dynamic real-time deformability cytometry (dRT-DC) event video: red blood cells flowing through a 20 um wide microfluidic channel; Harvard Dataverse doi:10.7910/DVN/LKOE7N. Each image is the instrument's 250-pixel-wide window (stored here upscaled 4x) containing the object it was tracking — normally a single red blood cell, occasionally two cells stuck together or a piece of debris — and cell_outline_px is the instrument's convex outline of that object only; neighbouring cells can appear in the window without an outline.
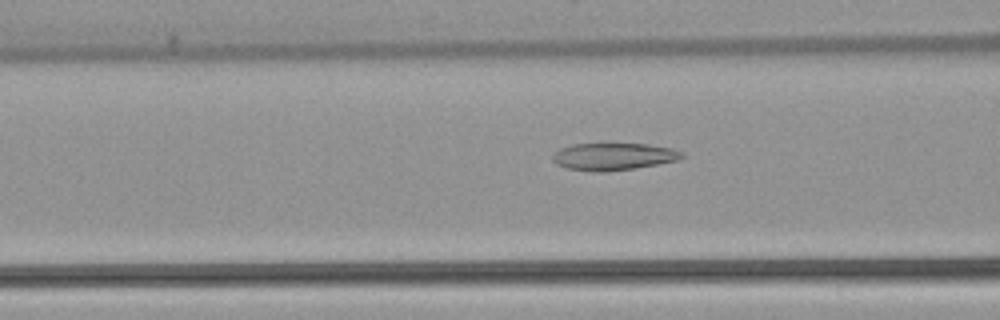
{"species": "common noctule bat (a hibernating species)", "species_latin": "Nyctalus noctula", "temperature_condition": "warm", "stored_images_in_passage": 53, "camera_frame_rate_fps": 3000, "um_per_image_px": 0.085, "animal": {"sex": "female", "body_mass_g": 22.7, "forearm_length_mm": 54.2}, "frame": {"image": 1, "passage_image": 21, "time_ms": 6.667, "image_size_px": [1000, 320], "cell_outline_px": [[684, 156], [676, 160], [636, 168], [608, 172], [592, 172], [568, 168], [556, 164], [552, 160], [552, 156], [560, 148], [572, 144], [648, 144], [672, 148], [684, 152]], "centroid_in_image_um": [52.13, 13.31], "position_along_channel_um": 114.5, "area_um2": 20.52}}
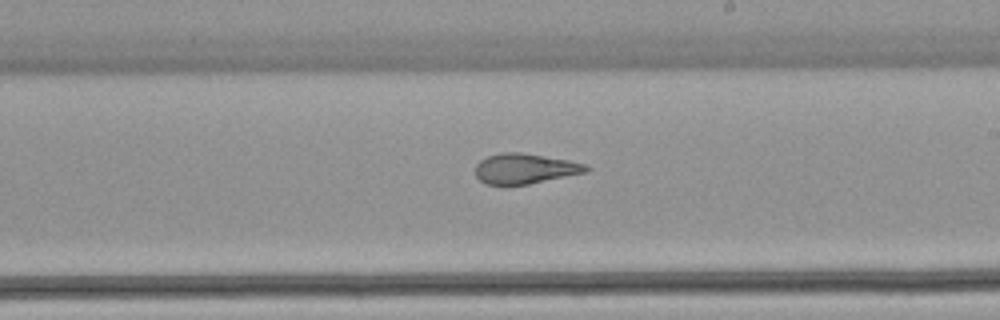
{"frame": {"image": 2, "passage_image": 31, "time_ms": 10.0, "image_size_px": [1000, 320], "cell_outline_px": [[592, 168], [588, 172], [528, 184], [504, 188], [484, 184], [476, 176], [476, 164], [480, 160], [488, 156], [500, 152], [520, 152], [568, 160], [584, 164]], "centroid_in_image_um": [44.57, 14.37], "position_along_channel_um": 244.4, "area_um2": 20.06}}
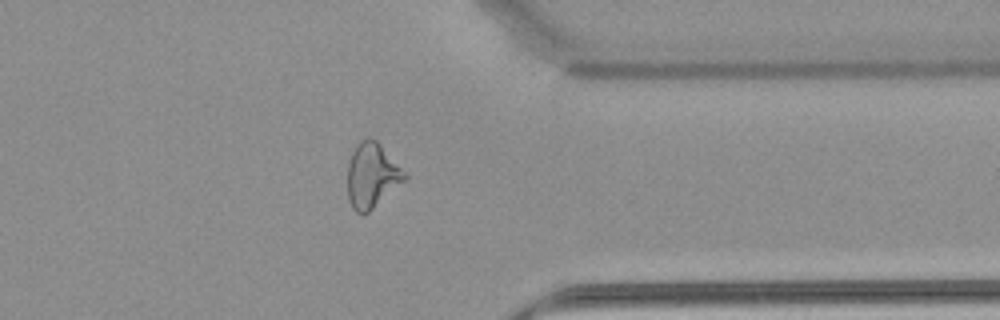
{"frame": {"image": 3, "passage_image": 42, "time_ms": 13.667, "image_size_px": [1000, 320], "cell_outline_px": [[408, 176], [404, 180], [368, 212], [356, 212], [352, 208], [348, 200], [348, 164], [352, 152], [356, 144], [360, 140], [368, 136], [376, 140], [408, 172]], "centroid_in_image_um": [31.62, 14.86], "position_along_channel_um": 379.8, "area_um2": 21.5}, "authors_computed_cell_mechanics": {"area_um2": 22.8888, "velocity_mm_per_s": 3.9115, "shape_relaxation_time_tau1_ms": null, "shape_relaxation_time_tau2_ms": 1.838, "deformation_change_tau1": null, "deformation_change_tau2": 0.107}}